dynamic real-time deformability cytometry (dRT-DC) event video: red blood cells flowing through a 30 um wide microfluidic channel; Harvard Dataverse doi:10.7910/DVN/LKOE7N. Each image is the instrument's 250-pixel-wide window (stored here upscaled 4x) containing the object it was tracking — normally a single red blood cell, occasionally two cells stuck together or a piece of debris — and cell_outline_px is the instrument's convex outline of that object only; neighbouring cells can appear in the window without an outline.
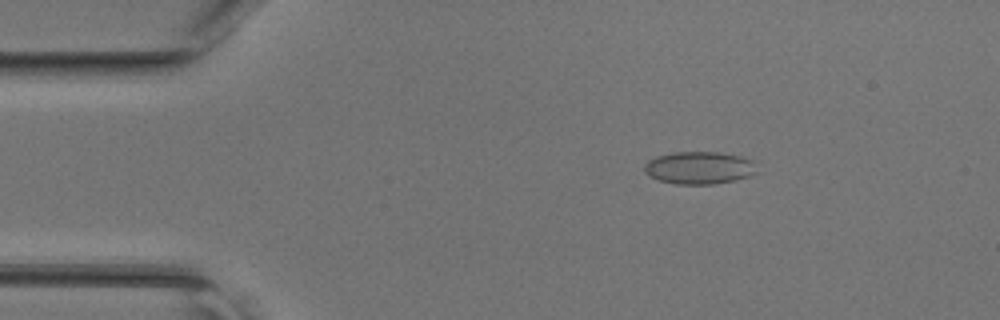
{"species": "common noctule bat (a hibernating species)", "species_latin": "Nyctalus noctula", "temperature_condition": "room temperature", "stored_images_in_passage": 45, "camera_frame_rate_fps": 3000, "um_per_image_px": 0.085, "animal": {"sex": "female", "body_mass_g": 17.0, "forearm_length_mm": 48.0}, "frame": {"image": 1, "passage_image": 7, "time_ms": 2.0, "image_size_px": [1000, 320], "cell_outline_px": [[760, 172], [736, 180], [712, 184], [676, 184], [660, 180], [644, 172], [644, 164], [648, 160], [656, 156], [672, 152], [720, 152], [740, 156], [752, 160]], "centroid_in_image_um": [59.46, 14.25], "position_along_channel_um": 25.5, "area_um2": 21.44}}
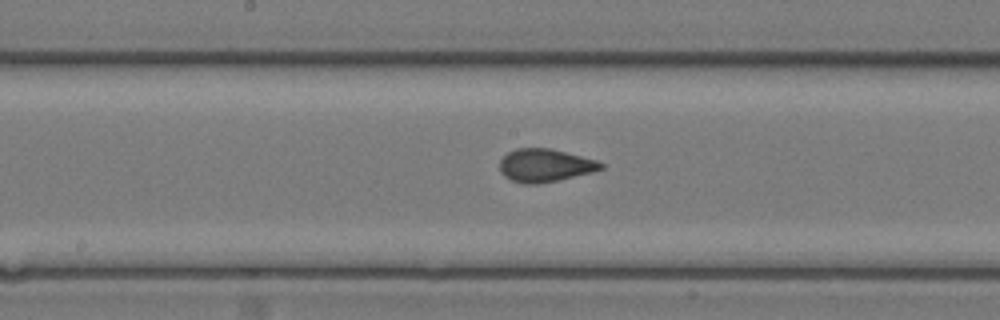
{"frame": {"image": 2, "passage_image": 23, "time_ms": 7.333, "image_size_px": [1000, 320], "cell_outline_px": [[604, 168], [592, 172], [560, 180], [536, 184], [524, 184], [512, 180], [504, 176], [500, 172], [500, 160], [508, 152], [516, 148], [552, 148], [596, 160], [604, 164]], "centroid_in_image_um": [46.32, 14.06], "position_along_channel_um": 201.9, "area_um2": 19.54}}
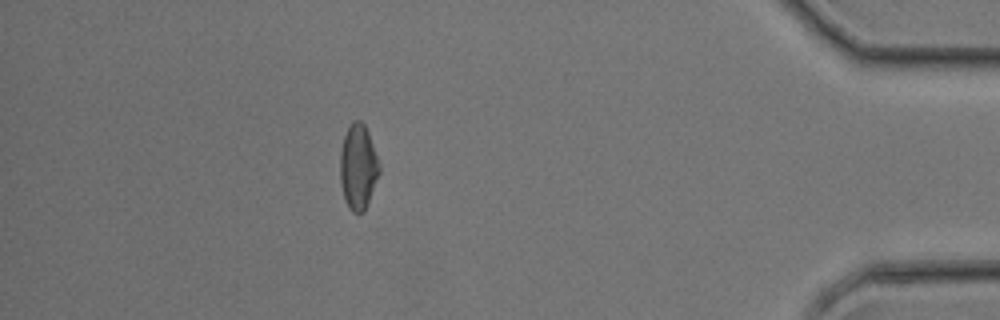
{"frame": {"image": 3, "passage_image": 40, "time_ms": 13.0, "image_size_px": [1000, 320], "cell_outline_px": [[380, 172], [364, 212], [352, 212], [348, 208], [344, 200], [340, 184], [340, 152], [344, 136], [352, 120], [360, 120], [364, 124], [368, 132], [380, 164]], "centroid_in_image_um": [30.43, 14.2], "position_along_channel_um": 404.8, "area_um2": 19.54}}